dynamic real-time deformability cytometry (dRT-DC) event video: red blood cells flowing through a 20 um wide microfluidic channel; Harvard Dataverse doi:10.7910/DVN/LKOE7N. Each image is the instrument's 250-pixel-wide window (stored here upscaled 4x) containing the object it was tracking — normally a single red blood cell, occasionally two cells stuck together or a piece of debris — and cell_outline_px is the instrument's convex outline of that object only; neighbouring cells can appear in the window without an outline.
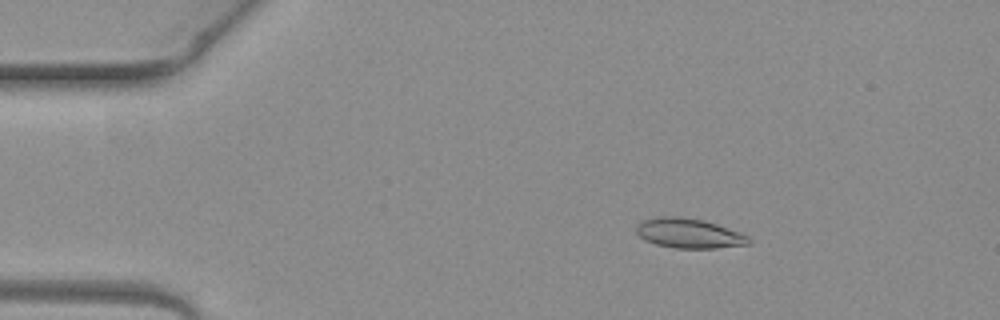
{"species": "common noctule bat (a hibernating species)", "species_latin": "Nyctalus noctula", "temperature_condition": "warm", "stored_images_in_passage": 6, "segment_of_instrument_passage": [1, 2], "camera_frame_rate_fps": 3000, "um_per_image_px": 0.085, "animal": {"sex": "female", "body_mass_g": 19.3, "forearm_length_mm": 54.1}, "frame": {"image": 1, "passage_image": 3, "time_ms": 0.667, "image_size_px": [1000, 320], "cell_outline_px": [[752, 244], [716, 248], [676, 248], [656, 244], [644, 240], [636, 232], [636, 224], [644, 220], [660, 216], [684, 216], [704, 220], [740, 232], [748, 236], [752, 240]], "centroid_in_image_um": [58.58, 19.82], "position_along_channel_um": 26.4, "area_um2": 19.65}}
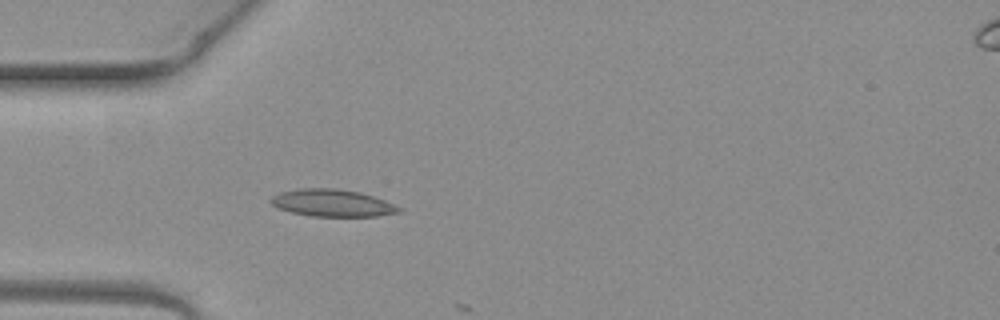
{"frame": {"image": 2, "passage_image": 5, "time_ms": 1.333, "image_size_px": [1000, 320], "cell_outline_px": [[400, 212], [376, 216], [312, 216], [292, 212], [276, 208], [268, 200], [272, 196], [280, 192], [300, 188], [336, 188], [360, 192], [384, 200], [400, 208]], "centroid_in_image_um": [28.18, 17.24], "position_along_channel_um": 56.8, "area_um2": 20.17}}